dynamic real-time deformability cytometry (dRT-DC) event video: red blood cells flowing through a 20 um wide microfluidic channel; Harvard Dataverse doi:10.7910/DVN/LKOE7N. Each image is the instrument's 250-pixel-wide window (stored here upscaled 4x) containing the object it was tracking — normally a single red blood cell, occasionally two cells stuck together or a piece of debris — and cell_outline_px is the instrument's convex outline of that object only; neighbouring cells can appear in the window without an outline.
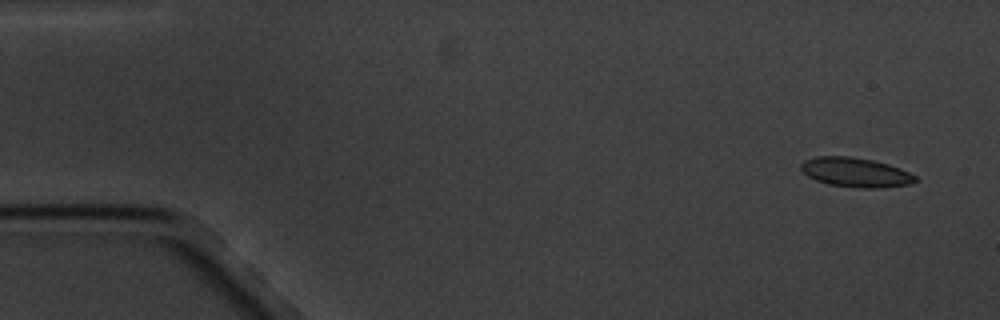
{"species": "common noctule bat (a hibernating species)", "species_latin": "Nyctalus noctula", "temperature_condition": "cold", "stored_images_in_passage": 3, "camera_frame_rate_fps": 3000, "um_per_image_px": 0.085, "animal": {"sex": "male", "body_mass_g": 20.1, "forearm_length_mm": 53.5}, "frame": {"image": 1, "passage_image": 1, "time_ms": 0.0, "image_size_px": [1000, 320], "cell_outline_px": [[920, 180], [908, 184], [884, 188], [856, 188], [828, 184], [816, 180], [808, 176], [800, 168], [800, 164], [804, 160], [816, 156], [852, 156], [872, 160], [888, 164], [900, 168], [916, 176]], "centroid_in_image_um": [72.73, 14.65], "position_along_channel_um": 12.3, "area_um2": 19.77}}